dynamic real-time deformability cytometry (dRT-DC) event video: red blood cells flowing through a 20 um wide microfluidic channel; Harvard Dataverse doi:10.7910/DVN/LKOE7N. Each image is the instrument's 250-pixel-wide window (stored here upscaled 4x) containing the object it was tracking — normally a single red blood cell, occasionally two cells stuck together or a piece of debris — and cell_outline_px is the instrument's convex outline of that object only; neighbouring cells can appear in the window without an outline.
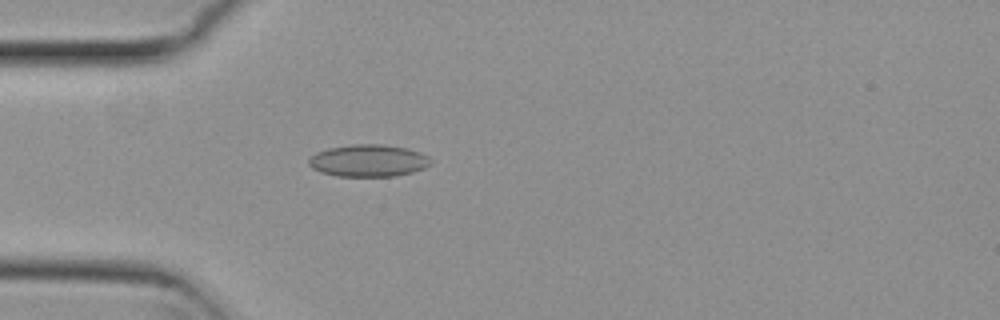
{"species": "common noctule bat (a hibernating species)", "species_latin": "Nyctalus noctula", "temperature_condition": "cold", "stored_images_in_passage": 31, "camera_frame_rate_fps": 3000, "um_per_image_px": 0.085, "animal": {"sex": "female", "body_mass_g": 29.2, "forearm_length_mm": 56.3}, "frame": {"image": 1, "passage_image": 9, "time_ms": 2.667, "image_size_px": [1000, 320], "cell_outline_px": [[432, 164], [424, 168], [412, 172], [396, 176], [336, 176], [320, 172], [312, 168], [308, 164], [308, 160], [316, 152], [328, 148], [352, 144], [380, 144], [404, 148], [420, 152], [428, 156], [432, 160]], "centroid_in_image_um": [31.31, 13.66], "position_along_channel_um": 53.7, "area_um2": 22.89}}
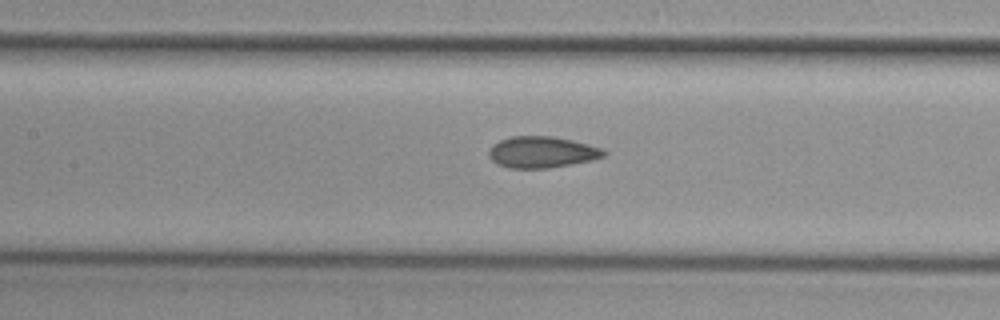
{"frame": {"image": 2, "passage_image": 18, "time_ms": 5.667, "image_size_px": [1000, 320], "cell_outline_px": [[608, 152], [604, 156], [592, 160], [572, 164], [548, 168], [508, 168], [496, 164], [488, 156], [488, 152], [500, 140], [512, 136], [552, 136], [572, 140], [604, 148]], "centroid_in_image_um": [46.09, 12.93], "position_along_channel_um": 161.3, "area_um2": 21.04}}
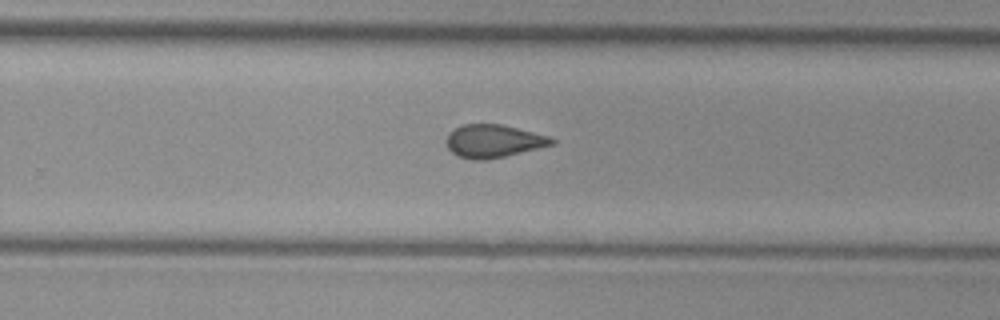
{"frame": {"image": 3, "passage_image": 28, "time_ms": 9.0, "image_size_px": [1000, 320], "cell_outline_px": [[556, 144], [488, 160], [472, 160], [456, 156], [448, 148], [448, 136], [456, 128], [464, 124], [500, 124], [548, 136], [556, 140]], "centroid_in_image_um": [41.97, 12.01], "position_along_channel_um": 287.8, "area_um2": 20.0}}